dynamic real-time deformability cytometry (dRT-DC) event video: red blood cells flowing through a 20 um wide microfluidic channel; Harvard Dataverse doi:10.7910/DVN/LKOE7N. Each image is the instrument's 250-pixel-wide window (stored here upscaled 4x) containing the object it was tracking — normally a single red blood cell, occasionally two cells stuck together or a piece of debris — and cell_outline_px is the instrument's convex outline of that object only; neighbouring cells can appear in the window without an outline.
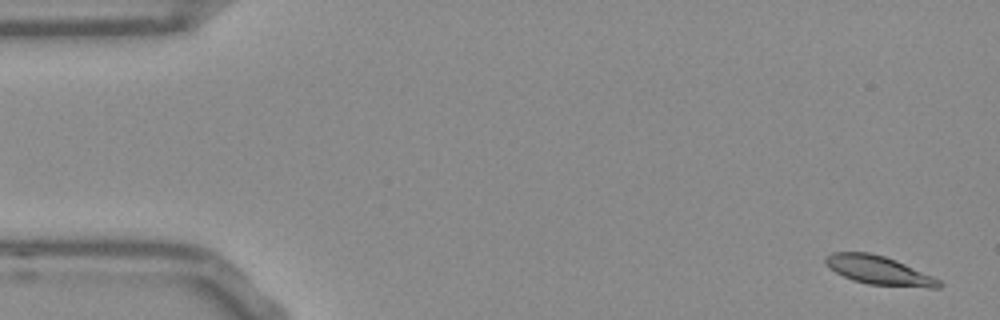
{"species": "Egyptian fruit bat (a non-hibernating species)", "species_latin": "Rousettus aegyptiacus", "temperature_condition": "room temperature", "stored_images_in_passage": 54, "camera_frame_rate_fps": 3000, "um_per_image_px": 0.085, "frame": {"image": 1, "passage_image": 2, "time_ms": 0.333, "image_size_px": [1000, 320], "cell_outline_px": [[944, 284], [940, 288], [928, 288], [868, 284], [852, 280], [828, 268], [824, 264], [824, 256], [832, 252], [868, 252], [884, 256], [896, 260], [932, 276], [940, 280]], "centroid_in_image_um": [74.68, 22.98], "position_along_channel_um": 10.3, "area_um2": 19.13}}
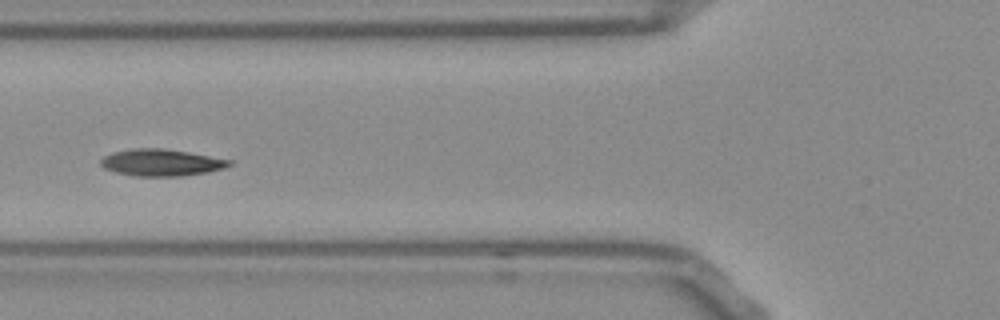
{"frame": {"image": 2, "passage_image": 20, "time_ms": 6.333, "image_size_px": [1000, 320], "cell_outline_px": [[232, 164], [224, 168], [208, 172], [184, 176], [136, 176], [116, 172], [104, 168], [100, 164], [100, 160], [104, 156], [112, 152], [132, 148], [164, 148], [188, 152], [232, 160]], "centroid_in_image_um": [13.7, 13.81], "position_along_channel_um": 112.1, "area_um2": 20.17}}
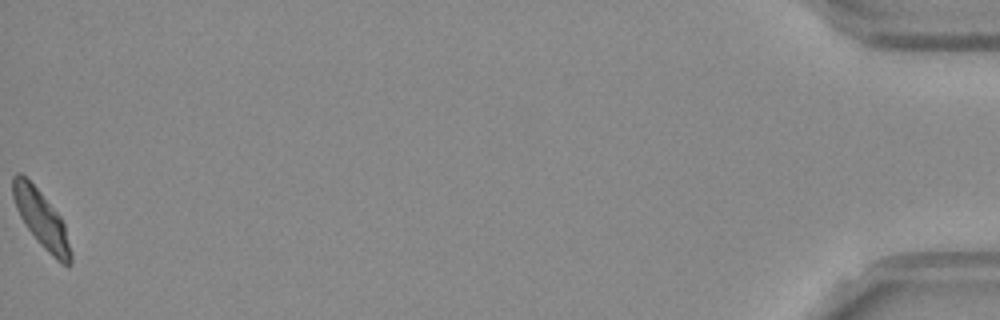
{"frame": {"image": 3, "passage_image": 54, "time_ms": 17.667, "image_size_px": [1000, 320], "cell_outline_px": [[72, 264], [68, 268], [60, 264], [36, 240], [24, 224], [16, 208], [12, 196], [12, 176], [16, 172], [20, 172], [40, 192], [60, 216], [64, 224], [72, 252]], "centroid_in_image_um": [3.53, 18.67], "position_along_channel_um": 431.7, "area_um2": 19.31}, "authors_computed_cell_mechanics": {"area_um2": 19.4786, "velocity_mm_per_s": 3.7471, "shape_relaxation_time_tau1_ms": 7.003, "shape_relaxation_time_tau2_ms": 1.8701, "deformation_change_tau1": 0.1693, "deformation_change_tau2": 0.0506}}